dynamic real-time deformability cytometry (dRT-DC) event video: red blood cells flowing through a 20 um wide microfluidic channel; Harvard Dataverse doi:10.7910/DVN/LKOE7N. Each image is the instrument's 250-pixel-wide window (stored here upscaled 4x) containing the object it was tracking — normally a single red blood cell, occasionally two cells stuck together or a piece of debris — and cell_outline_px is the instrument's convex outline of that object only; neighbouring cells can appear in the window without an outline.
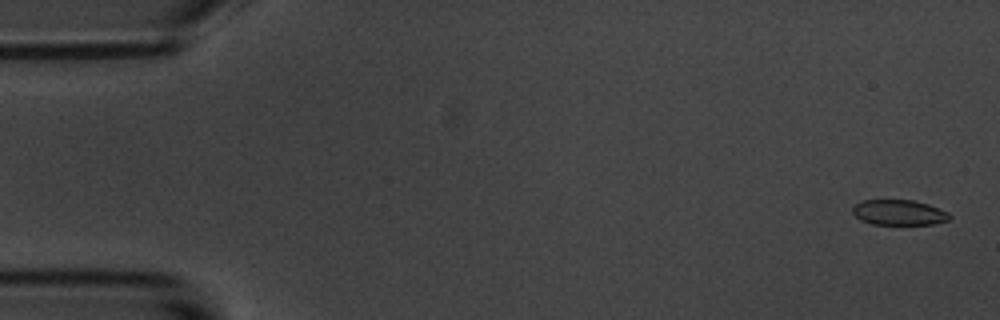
{"species": "common noctule bat (a hibernating species)", "species_latin": "Nyctalus noctula", "temperature_condition": "room temperature", "stored_images_in_passage": 5, "camera_frame_rate_fps": 3000, "um_per_image_px": 0.085, "animal": {"sex": "male", "body_mass_g": 20.1, "forearm_length_mm": 53.5}, "frame": {"image": 1, "passage_image": 1, "time_ms": 0.0, "image_size_px": [1000, 320], "cell_outline_px": [[952, 216], [948, 220], [936, 224], [872, 224], [860, 220], [852, 212], [852, 208], [856, 204], [864, 200], [912, 200], [928, 204], [948, 212]], "centroid_in_image_um": [76.42, 18.06], "position_along_channel_um": 8.6, "area_um2": 14.28}}
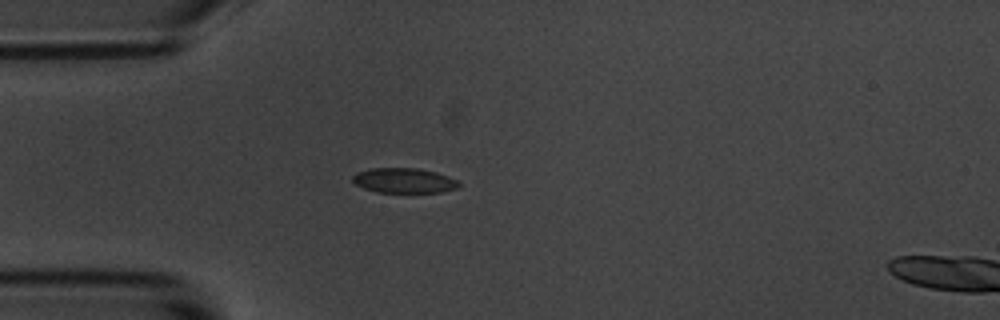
{"frame": {"image": 2, "passage_image": 5, "time_ms": 4.667, "image_size_px": [1000, 320], "cell_outline_px": [[460, 184], [456, 188], [440, 192], [376, 192], [364, 188], [356, 184], [352, 180], [352, 176], [356, 172], [372, 168], [416, 168], [436, 172], [448, 176], [456, 180]], "centroid_in_image_um": [34.31, 15.34], "position_along_channel_um": 50.7, "area_um2": 15.32}}